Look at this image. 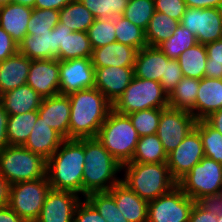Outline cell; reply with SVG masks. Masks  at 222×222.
<instances>
[{
  "mask_svg": "<svg viewBox=\"0 0 222 222\" xmlns=\"http://www.w3.org/2000/svg\"><path fill=\"white\" fill-rule=\"evenodd\" d=\"M70 101L69 139L96 138L112 103L95 87L68 94Z\"/></svg>",
  "mask_w": 222,
  "mask_h": 222,
  "instance_id": "1",
  "label": "cell"
},
{
  "mask_svg": "<svg viewBox=\"0 0 222 222\" xmlns=\"http://www.w3.org/2000/svg\"><path fill=\"white\" fill-rule=\"evenodd\" d=\"M84 164V138L65 139L47 160L46 175L51 188L83 198Z\"/></svg>",
  "mask_w": 222,
  "mask_h": 222,
  "instance_id": "2",
  "label": "cell"
},
{
  "mask_svg": "<svg viewBox=\"0 0 222 222\" xmlns=\"http://www.w3.org/2000/svg\"><path fill=\"white\" fill-rule=\"evenodd\" d=\"M83 198L95 192H107L121 182L122 165L97 138H84Z\"/></svg>",
  "mask_w": 222,
  "mask_h": 222,
  "instance_id": "3",
  "label": "cell"
},
{
  "mask_svg": "<svg viewBox=\"0 0 222 222\" xmlns=\"http://www.w3.org/2000/svg\"><path fill=\"white\" fill-rule=\"evenodd\" d=\"M121 182L147 202L168 193L177 182L167 163H135L122 165Z\"/></svg>",
  "mask_w": 222,
  "mask_h": 222,
  "instance_id": "4",
  "label": "cell"
},
{
  "mask_svg": "<svg viewBox=\"0 0 222 222\" xmlns=\"http://www.w3.org/2000/svg\"><path fill=\"white\" fill-rule=\"evenodd\" d=\"M96 138L123 165L132 160L140 136L128 115L112 109L100 127Z\"/></svg>",
  "mask_w": 222,
  "mask_h": 222,
  "instance_id": "5",
  "label": "cell"
},
{
  "mask_svg": "<svg viewBox=\"0 0 222 222\" xmlns=\"http://www.w3.org/2000/svg\"><path fill=\"white\" fill-rule=\"evenodd\" d=\"M47 160L23 145H8L0 151V174L10 185L46 176Z\"/></svg>",
  "mask_w": 222,
  "mask_h": 222,
  "instance_id": "6",
  "label": "cell"
},
{
  "mask_svg": "<svg viewBox=\"0 0 222 222\" xmlns=\"http://www.w3.org/2000/svg\"><path fill=\"white\" fill-rule=\"evenodd\" d=\"M221 184L222 164L205 156L177 183L195 202H213Z\"/></svg>",
  "mask_w": 222,
  "mask_h": 222,
  "instance_id": "7",
  "label": "cell"
},
{
  "mask_svg": "<svg viewBox=\"0 0 222 222\" xmlns=\"http://www.w3.org/2000/svg\"><path fill=\"white\" fill-rule=\"evenodd\" d=\"M167 107H169V96L160 82L136 76L113 104V109L124 115L150 108L165 109Z\"/></svg>",
  "mask_w": 222,
  "mask_h": 222,
  "instance_id": "8",
  "label": "cell"
},
{
  "mask_svg": "<svg viewBox=\"0 0 222 222\" xmlns=\"http://www.w3.org/2000/svg\"><path fill=\"white\" fill-rule=\"evenodd\" d=\"M50 189L47 175L41 179L12 184L8 206L26 222H35Z\"/></svg>",
  "mask_w": 222,
  "mask_h": 222,
  "instance_id": "9",
  "label": "cell"
},
{
  "mask_svg": "<svg viewBox=\"0 0 222 222\" xmlns=\"http://www.w3.org/2000/svg\"><path fill=\"white\" fill-rule=\"evenodd\" d=\"M194 203L177 185L148 202L147 222H188Z\"/></svg>",
  "mask_w": 222,
  "mask_h": 222,
  "instance_id": "10",
  "label": "cell"
},
{
  "mask_svg": "<svg viewBox=\"0 0 222 222\" xmlns=\"http://www.w3.org/2000/svg\"><path fill=\"white\" fill-rule=\"evenodd\" d=\"M180 25L196 36L200 44L222 39V8L187 7Z\"/></svg>",
  "mask_w": 222,
  "mask_h": 222,
  "instance_id": "11",
  "label": "cell"
},
{
  "mask_svg": "<svg viewBox=\"0 0 222 222\" xmlns=\"http://www.w3.org/2000/svg\"><path fill=\"white\" fill-rule=\"evenodd\" d=\"M196 122L195 117L187 111L167 107L161 112L156 134L167 155L195 128Z\"/></svg>",
  "mask_w": 222,
  "mask_h": 222,
  "instance_id": "12",
  "label": "cell"
},
{
  "mask_svg": "<svg viewBox=\"0 0 222 222\" xmlns=\"http://www.w3.org/2000/svg\"><path fill=\"white\" fill-rule=\"evenodd\" d=\"M204 156L199 131L194 128L178 147L168 154L167 165L173 179L178 183Z\"/></svg>",
  "mask_w": 222,
  "mask_h": 222,
  "instance_id": "13",
  "label": "cell"
},
{
  "mask_svg": "<svg viewBox=\"0 0 222 222\" xmlns=\"http://www.w3.org/2000/svg\"><path fill=\"white\" fill-rule=\"evenodd\" d=\"M60 94L68 95L95 85V68L91 58H76L59 61Z\"/></svg>",
  "mask_w": 222,
  "mask_h": 222,
  "instance_id": "14",
  "label": "cell"
},
{
  "mask_svg": "<svg viewBox=\"0 0 222 222\" xmlns=\"http://www.w3.org/2000/svg\"><path fill=\"white\" fill-rule=\"evenodd\" d=\"M82 199L74 192L51 188L35 222H73L76 208Z\"/></svg>",
  "mask_w": 222,
  "mask_h": 222,
  "instance_id": "15",
  "label": "cell"
},
{
  "mask_svg": "<svg viewBox=\"0 0 222 222\" xmlns=\"http://www.w3.org/2000/svg\"><path fill=\"white\" fill-rule=\"evenodd\" d=\"M60 67L58 59L31 60L26 84L41 97L49 98L60 94Z\"/></svg>",
  "mask_w": 222,
  "mask_h": 222,
  "instance_id": "16",
  "label": "cell"
},
{
  "mask_svg": "<svg viewBox=\"0 0 222 222\" xmlns=\"http://www.w3.org/2000/svg\"><path fill=\"white\" fill-rule=\"evenodd\" d=\"M134 67L95 68V85L112 105L119 99L133 80Z\"/></svg>",
  "mask_w": 222,
  "mask_h": 222,
  "instance_id": "17",
  "label": "cell"
},
{
  "mask_svg": "<svg viewBox=\"0 0 222 222\" xmlns=\"http://www.w3.org/2000/svg\"><path fill=\"white\" fill-rule=\"evenodd\" d=\"M57 59L65 61L76 58H91L92 47L87 32H73L59 23L55 27Z\"/></svg>",
  "mask_w": 222,
  "mask_h": 222,
  "instance_id": "18",
  "label": "cell"
},
{
  "mask_svg": "<svg viewBox=\"0 0 222 222\" xmlns=\"http://www.w3.org/2000/svg\"><path fill=\"white\" fill-rule=\"evenodd\" d=\"M70 108L68 95L58 94L43 98L37 111L46 124L69 139Z\"/></svg>",
  "mask_w": 222,
  "mask_h": 222,
  "instance_id": "19",
  "label": "cell"
},
{
  "mask_svg": "<svg viewBox=\"0 0 222 222\" xmlns=\"http://www.w3.org/2000/svg\"><path fill=\"white\" fill-rule=\"evenodd\" d=\"M169 60L170 58L158 47H143L137 51L134 74L146 80L165 81V70Z\"/></svg>",
  "mask_w": 222,
  "mask_h": 222,
  "instance_id": "20",
  "label": "cell"
},
{
  "mask_svg": "<svg viewBox=\"0 0 222 222\" xmlns=\"http://www.w3.org/2000/svg\"><path fill=\"white\" fill-rule=\"evenodd\" d=\"M64 140L65 138L60 133L46 124L43 118L38 115L29 138L23 146L48 160Z\"/></svg>",
  "mask_w": 222,
  "mask_h": 222,
  "instance_id": "21",
  "label": "cell"
},
{
  "mask_svg": "<svg viewBox=\"0 0 222 222\" xmlns=\"http://www.w3.org/2000/svg\"><path fill=\"white\" fill-rule=\"evenodd\" d=\"M137 49L113 42L92 50L91 61L94 68L101 67H134Z\"/></svg>",
  "mask_w": 222,
  "mask_h": 222,
  "instance_id": "22",
  "label": "cell"
},
{
  "mask_svg": "<svg viewBox=\"0 0 222 222\" xmlns=\"http://www.w3.org/2000/svg\"><path fill=\"white\" fill-rule=\"evenodd\" d=\"M128 222H147L148 202L119 182L108 191Z\"/></svg>",
  "mask_w": 222,
  "mask_h": 222,
  "instance_id": "23",
  "label": "cell"
},
{
  "mask_svg": "<svg viewBox=\"0 0 222 222\" xmlns=\"http://www.w3.org/2000/svg\"><path fill=\"white\" fill-rule=\"evenodd\" d=\"M33 8L16 3L0 6V26L17 45L28 32V22Z\"/></svg>",
  "mask_w": 222,
  "mask_h": 222,
  "instance_id": "24",
  "label": "cell"
},
{
  "mask_svg": "<svg viewBox=\"0 0 222 222\" xmlns=\"http://www.w3.org/2000/svg\"><path fill=\"white\" fill-rule=\"evenodd\" d=\"M18 52L30 60L57 59L55 27L52 32L26 35L18 45Z\"/></svg>",
  "mask_w": 222,
  "mask_h": 222,
  "instance_id": "25",
  "label": "cell"
},
{
  "mask_svg": "<svg viewBox=\"0 0 222 222\" xmlns=\"http://www.w3.org/2000/svg\"><path fill=\"white\" fill-rule=\"evenodd\" d=\"M220 109H222V79L203 77L200 80L194 107L195 119L204 120Z\"/></svg>",
  "mask_w": 222,
  "mask_h": 222,
  "instance_id": "26",
  "label": "cell"
},
{
  "mask_svg": "<svg viewBox=\"0 0 222 222\" xmlns=\"http://www.w3.org/2000/svg\"><path fill=\"white\" fill-rule=\"evenodd\" d=\"M31 60L17 52L0 62V95L25 85Z\"/></svg>",
  "mask_w": 222,
  "mask_h": 222,
  "instance_id": "27",
  "label": "cell"
},
{
  "mask_svg": "<svg viewBox=\"0 0 222 222\" xmlns=\"http://www.w3.org/2000/svg\"><path fill=\"white\" fill-rule=\"evenodd\" d=\"M0 102L8 115L37 111L42 97L29 85L25 84L0 95Z\"/></svg>",
  "mask_w": 222,
  "mask_h": 222,
  "instance_id": "28",
  "label": "cell"
},
{
  "mask_svg": "<svg viewBox=\"0 0 222 222\" xmlns=\"http://www.w3.org/2000/svg\"><path fill=\"white\" fill-rule=\"evenodd\" d=\"M95 19L80 0H72L59 10V23L73 32H87Z\"/></svg>",
  "mask_w": 222,
  "mask_h": 222,
  "instance_id": "29",
  "label": "cell"
},
{
  "mask_svg": "<svg viewBox=\"0 0 222 222\" xmlns=\"http://www.w3.org/2000/svg\"><path fill=\"white\" fill-rule=\"evenodd\" d=\"M199 85V79L183 77L169 95V107L190 112L194 116Z\"/></svg>",
  "mask_w": 222,
  "mask_h": 222,
  "instance_id": "30",
  "label": "cell"
},
{
  "mask_svg": "<svg viewBox=\"0 0 222 222\" xmlns=\"http://www.w3.org/2000/svg\"><path fill=\"white\" fill-rule=\"evenodd\" d=\"M38 111L9 115L7 121V137L9 145H24L34 127Z\"/></svg>",
  "mask_w": 222,
  "mask_h": 222,
  "instance_id": "31",
  "label": "cell"
},
{
  "mask_svg": "<svg viewBox=\"0 0 222 222\" xmlns=\"http://www.w3.org/2000/svg\"><path fill=\"white\" fill-rule=\"evenodd\" d=\"M207 58V52L204 44L197 43L187 49L177 59L181 67L183 77L201 80L204 77Z\"/></svg>",
  "mask_w": 222,
  "mask_h": 222,
  "instance_id": "32",
  "label": "cell"
},
{
  "mask_svg": "<svg viewBox=\"0 0 222 222\" xmlns=\"http://www.w3.org/2000/svg\"><path fill=\"white\" fill-rule=\"evenodd\" d=\"M168 155L157 134L141 136L130 162L167 163Z\"/></svg>",
  "mask_w": 222,
  "mask_h": 222,
  "instance_id": "33",
  "label": "cell"
},
{
  "mask_svg": "<svg viewBox=\"0 0 222 222\" xmlns=\"http://www.w3.org/2000/svg\"><path fill=\"white\" fill-rule=\"evenodd\" d=\"M180 22L168 15L155 11L145 31L147 46L157 47L168 40Z\"/></svg>",
  "mask_w": 222,
  "mask_h": 222,
  "instance_id": "34",
  "label": "cell"
},
{
  "mask_svg": "<svg viewBox=\"0 0 222 222\" xmlns=\"http://www.w3.org/2000/svg\"><path fill=\"white\" fill-rule=\"evenodd\" d=\"M196 36L188 29L178 25L168 40L163 41L157 47L170 59H178L187 49L196 45Z\"/></svg>",
  "mask_w": 222,
  "mask_h": 222,
  "instance_id": "35",
  "label": "cell"
},
{
  "mask_svg": "<svg viewBox=\"0 0 222 222\" xmlns=\"http://www.w3.org/2000/svg\"><path fill=\"white\" fill-rule=\"evenodd\" d=\"M116 41L136 48L138 51L147 46L145 31L124 16L115 17Z\"/></svg>",
  "mask_w": 222,
  "mask_h": 222,
  "instance_id": "36",
  "label": "cell"
},
{
  "mask_svg": "<svg viewBox=\"0 0 222 222\" xmlns=\"http://www.w3.org/2000/svg\"><path fill=\"white\" fill-rule=\"evenodd\" d=\"M195 128L199 131L205 157L222 164V134L205 120H198Z\"/></svg>",
  "mask_w": 222,
  "mask_h": 222,
  "instance_id": "37",
  "label": "cell"
},
{
  "mask_svg": "<svg viewBox=\"0 0 222 222\" xmlns=\"http://www.w3.org/2000/svg\"><path fill=\"white\" fill-rule=\"evenodd\" d=\"M85 199L98 211L107 222H128L118 209L114 197L107 192L88 194Z\"/></svg>",
  "mask_w": 222,
  "mask_h": 222,
  "instance_id": "38",
  "label": "cell"
},
{
  "mask_svg": "<svg viewBox=\"0 0 222 222\" xmlns=\"http://www.w3.org/2000/svg\"><path fill=\"white\" fill-rule=\"evenodd\" d=\"M115 28V18L95 19L87 30L92 49L116 42Z\"/></svg>",
  "mask_w": 222,
  "mask_h": 222,
  "instance_id": "39",
  "label": "cell"
},
{
  "mask_svg": "<svg viewBox=\"0 0 222 222\" xmlns=\"http://www.w3.org/2000/svg\"><path fill=\"white\" fill-rule=\"evenodd\" d=\"M96 19L123 16L129 0H80Z\"/></svg>",
  "mask_w": 222,
  "mask_h": 222,
  "instance_id": "40",
  "label": "cell"
},
{
  "mask_svg": "<svg viewBox=\"0 0 222 222\" xmlns=\"http://www.w3.org/2000/svg\"><path fill=\"white\" fill-rule=\"evenodd\" d=\"M164 109L150 108L128 114L138 135L147 136L157 133L161 112Z\"/></svg>",
  "mask_w": 222,
  "mask_h": 222,
  "instance_id": "41",
  "label": "cell"
},
{
  "mask_svg": "<svg viewBox=\"0 0 222 222\" xmlns=\"http://www.w3.org/2000/svg\"><path fill=\"white\" fill-rule=\"evenodd\" d=\"M154 12V0H129L123 16L146 31Z\"/></svg>",
  "mask_w": 222,
  "mask_h": 222,
  "instance_id": "42",
  "label": "cell"
},
{
  "mask_svg": "<svg viewBox=\"0 0 222 222\" xmlns=\"http://www.w3.org/2000/svg\"><path fill=\"white\" fill-rule=\"evenodd\" d=\"M59 24V10L33 8L28 22L27 35L35 32H52V29Z\"/></svg>",
  "mask_w": 222,
  "mask_h": 222,
  "instance_id": "43",
  "label": "cell"
},
{
  "mask_svg": "<svg viewBox=\"0 0 222 222\" xmlns=\"http://www.w3.org/2000/svg\"><path fill=\"white\" fill-rule=\"evenodd\" d=\"M207 62L204 77L222 79V39L205 45Z\"/></svg>",
  "mask_w": 222,
  "mask_h": 222,
  "instance_id": "44",
  "label": "cell"
},
{
  "mask_svg": "<svg viewBox=\"0 0 222 222\" xmlns=\"http://www.w3.org/2000/svg\"><path fill=\"white\" fill-rule=\"evenodd\" d=\"M218 204L214 202H195L188 222H217Z\"/></svg>",
  "mask_w": 222,
  "mask_h": 222,
  "instance_id": "45",
  "label": "cell"
},
{
  "mask_svg": "<svg viewBox=\"0 0 222 222\" xmlns=\"http://www.w3.org/2000/svg\"><path fill=\"white\" fill-rule=\"evenodd\" d=\"M154 5L155 11L164 13L179 22L187 9L184 0H154Z\"/></svg>",
  "mask_w": 222,
  "mask_h": 222,
  "instance_id": "46",
  "label": "cell"
},
{
  "mask_svg": "<svg viewBox=\"0 0 222 222\" xmlns=\"http://www.w3.org/2000/svg\"><path fill=\"white\" fill-rule=\"evenodd\" d=\"M183 78L181 67L177 59H170L166 65L165 81H159L164 91L168 94L174 90Z\"/></svg>",
  "mask_w": 222,
  "mask_h": 222,
  "instance_id": "47",
  "label": "cell"
},
{
  "mask_svg": "<svg viewBox=\"0 0 222 222\" xmlns=\"http://www.w3.org/2000/svg\"><path fill=\"white\" fill-rule=\"evenodd\" d=\"M73 222H107L98 211L83 198L78 204Z\"/></svg>",
  "mask_w": 222,
  "mask_h": 222,
  "instance_id": "48",
  "label": "cell"
},
{
  "mask_svg": "<svg viewBox=\"0 0 222 222\" xmlns=\"http://www.w3.org/2000/svg\"><path fill=\"white\" fill-rule=\"evenodd\" d=\"M17 52L18 45L0 26V62L15 55Z\"/></svg>",
  "mask_w": 222,
  "mask_h": 222,
  "instance_id": "49",
  "label": "cell"
},
{
  "mask_svg": "<svg viewBox=\"0 0 222 222\" xmlns=\"http://www.w3.org/2000/svg\"><path fill=\"white\" fill-rule=\"evenodd\" d=\"M9 115L5 111L3 105L0 102V151H2L6 146H8L7 137V121Z\"/></svg>",
  "mask_w": 222,
  "mask_h": 222,
  "instance_id": "50",
  "label": "cell"
},
{
  "mask_svg": "<svg viewBox=\"0 0 222 222\" xmlns=\"http://www.w3.org/2000/svg\"><path fill=\"white\" fill-rule=\"evenodd\" d=\"M72 0H36L33 8L61 10Z\"/></svg>",
  "mask_w": 222,
  "mask_h": 222,
  "instance_id": "51",
  "label": "cell"
},
{
  "mask_svg": "<svg viewBox=\"0 0 222 222\" xmlns=\"http://www.w3.org/2000/svg\"><path fill=\"white\" fill-rule=\"evenodd\" d=\"M191 8H222V0H184Z\"/></svg>",
  "mask_w": 222,
  "mask_h": 222,
  "instance_id": "52",
  "label": "cell"
},
{
  "mask_svg": "<svg viewBox=\"0 0 222 222\" xmlns=\"http://www.w3.org/2000/svg\"><path fill=\"white\" fill-rule=\"evenodd\" d=\"M10 186L9 182L0 174V207H7L9 204Z\"/></svg>",
  "mask_w": 222,
  "mask_h": 222,
  "instance_id": "53",
  "label": "cell"
},
{
  "mask_svg": "<svg viewBox=\"0 0 222 222\" xmlns=\"http://www.w3.org/2000/svg\"><path fill=\"white\" fill-rule=\"evenodd\" d=\"M0 222H26L19 217L9 206L0 207Z\"/></svg>",
  "mask_w": 222,
  "mask_h": 222,
  "instance_id": "54",
  "label": "cell"
},
{
  "mask_svg": "<svg viewBox=\"0 0 222 222\" xmlns=\"http://www.w3.org/2000/svg\"><path fill=\"white\" fill-rule=\"evenodd\" d=\"M204 120L222 134V109L211 113Z\"/></svg>",
  "mask_w": 222,
  "mask_h": 222,
  "instance_id": "55",
  "label": "cell"
},
{
  "mask_svg": "<svg viewBox=\"0 0 222 222\" xmlns=\"http://www.w3.org/2000/svg\"><path fill=\"white\" fill-rule=\"evenodd\" d=\"M36 0H12V3L21 4L33 8Z\"/></svg>",
  "mask_w": 222,
  "mask_h": 222,
  "instance_id": "56",
  "label": "cell"
},
{
  "mask_svg": "<svg viewBox=\"0 0 222 222\" xmlns=\"http://www.w3.org/2000/svg\"><path fill=\"white\" fill-rule=\"evenodd\" d=\"M214 203H217L218 205L222 206V184L220 185V189L218 192V195L216 196Z\"/></svg>",
  "mask_w": 222,
  "mask_h": 222,
  "instance_id": "57",
  "label": "cell"
},
{
  "mask_svg": "<svg viewBox=\"0 0 222 222\" xmlns=\"http://www.w3.org/2000/svg\"><path fill=\"white\" fill-rule=\"evenodd\" d=\"M217 222H222V206L218 205V220Z\"/></svg>",
  "mask_w": 222,
  "mask_h": 222,
  "instance_id": "58",
  "label": "cell"
},
{
  "mask_svg": "<svg viewBox=\"0 0 222 222\" xmlns=\"http://www.w3.org/2000/svg\"><path fill=\"white\" fill-rule=\"evenodd\" d=\"M9 3H12V0H0V6L7 5Z\"/></svg>",
  "mask_w": 222,
  "mask_h": 222,
  "instance_id": "59",
  "label": "cell"
}]
</instances>
